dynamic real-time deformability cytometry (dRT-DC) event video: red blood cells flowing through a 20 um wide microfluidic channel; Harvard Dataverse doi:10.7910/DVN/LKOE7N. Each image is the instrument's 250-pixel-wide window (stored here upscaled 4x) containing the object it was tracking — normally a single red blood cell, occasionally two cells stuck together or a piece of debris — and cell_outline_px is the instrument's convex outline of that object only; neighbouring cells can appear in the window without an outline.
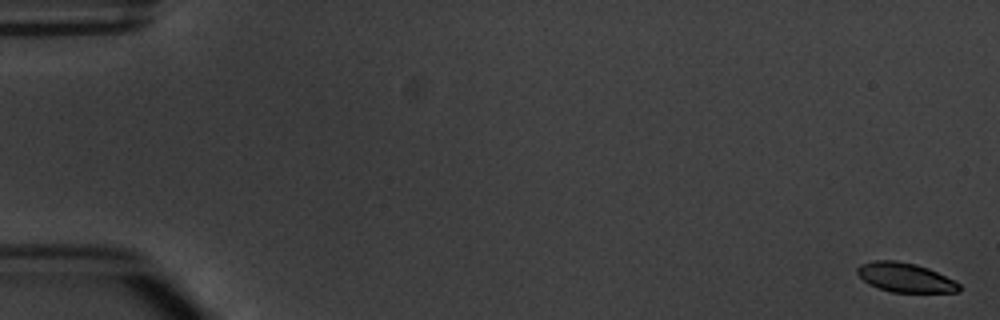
{"species": "common noctule bat (a hibernating species)", "species_latin": "Nyctalus noctula", "temperature_condition": "warm", "stored_images_in_passage": 8, "camera_frame_rate_fps": 3000, "um_per_image_px": 0.085, "animal": {"sex": "male", "body_mass_g": 20.1, "forearm_length_mm": 53.5}, "frame": {"image": 1, "passage_image": 1, "time_ms": 0.0, "image_size_px": [1000, 320], "cell_outline_px": [[960, 292], [892, 292], [868, 284], [856, 272], [856, 268], [860, 264], [872, 260], [896, 260], [916, 264], [928, 268], [956, 280], [960, 284]], "centroid_in_image_um": [76.95, 23.57], "position_along_channel_um": 8.0, "area_um2": 17.51}}
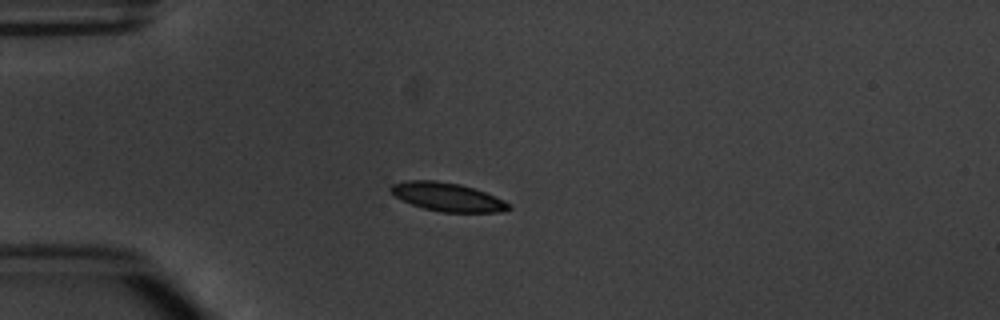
{"frame": {"image": 2, "passage_image": 5, "time_ms": 4.667, "image_size_px": [1000, 320], "cell_outline_px": [[512, 208], [504, 212], [440, 212], [424, 208], [412, 204], [388, 192], [388, 188], [392, 184], [408, 180], [436, 180], [460, 184], [484, 192], [504, 200], [512, 204]], "centroid_in_image_um": [38.04, 16.74], "position_along_channel_um": 47.0, "area_um2": 19.65}}